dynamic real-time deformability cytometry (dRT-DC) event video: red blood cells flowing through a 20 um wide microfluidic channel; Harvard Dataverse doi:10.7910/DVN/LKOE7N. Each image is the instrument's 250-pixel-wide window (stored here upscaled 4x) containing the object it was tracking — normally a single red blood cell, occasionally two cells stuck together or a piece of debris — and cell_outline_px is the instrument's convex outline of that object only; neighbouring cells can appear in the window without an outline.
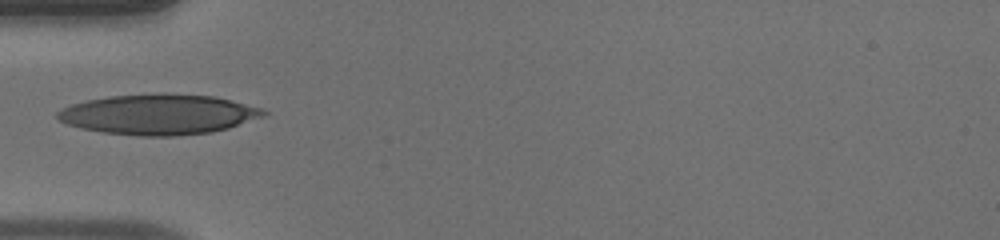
{"species": "human", "species_latin": "Homo sapiens", "temperature_condition": "warm", "stored_images_in_passage": 30, "camera_frame_rate_fps": 3000, "um_per_image_px": 0.085, "donor": {"sex": "male"}, "frame": {"image": 1, "passage_image": 1, "time_ms": 0.0, "image_size_px": [1000, 240], "cell_outline_px": [[268, 112], [264, 116], [228, 128], [212, 132], [176, 136], [136, 136], [104, 132], [80, 128], [68, 124], [60, 120], [56, 116], [56, 112], [60, 108], [84, 100], [108, 96], [164, 92], [168, 92], [216, 96], [264, 108]], "centroid_in_image_um": [13.49, 9.7], "position_along_channel_um": 71.5, "area_um2": 49.07}}
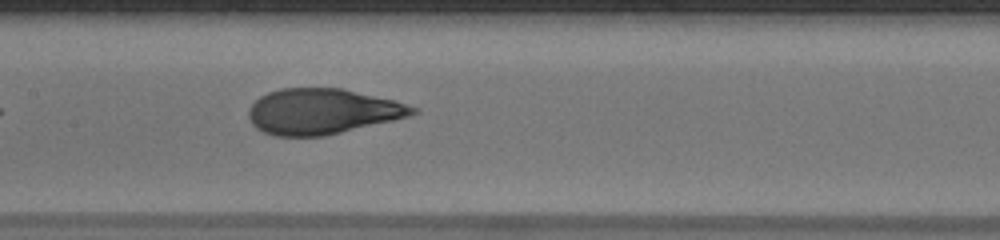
{"frame": {"image": 2, "passage_image": 9, "time_ms": 2.667, "image_size_px": [1000, 240], "cell_outline_px": [[420, 112], [408, 116], [392, 120], [324, 136], [276, 136], [264, 132], [256, 128], [252, 124], [248, 116], [248, 108], [260, 96], [268, 92], [280, 88], [340, 88], [396, 100], [420, 108]], "centroid_in_image_um": [27.39, 9.46], "position_along_channel_um": 180.0, "area_um2": 43.52}}
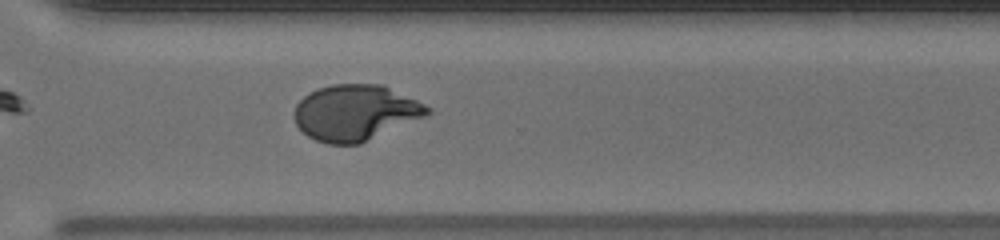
{"frame": {"image": 3, "passage_image": 21, "time_ms": 6.667, "image_size_px": [1000, 240], "cell_outline_px": [[432, 112], [424, 116], [360, 144], [328, 144], [316, 140], [308, 136], [296, 124], [292, 116], [296, 104], [308, 92], [316, 88], [332, 84], [384, 84], [432, 108]], "centroid_in_image_um": [30.17, 9.56], "position_along_channel_um": 340.4, "area_um2": 43.35}, "authors_computed_cell_mechanics": {"area_um2": 43.8413, "velocity_mm_per_s": 4.0229, "shape_relaxation_time_tau1_ms": 6.5262, "shape_relaxation_time_tau2_ms": null, "deformation_change_tau1": 0.2994, "deformation_change_tau2": null}}